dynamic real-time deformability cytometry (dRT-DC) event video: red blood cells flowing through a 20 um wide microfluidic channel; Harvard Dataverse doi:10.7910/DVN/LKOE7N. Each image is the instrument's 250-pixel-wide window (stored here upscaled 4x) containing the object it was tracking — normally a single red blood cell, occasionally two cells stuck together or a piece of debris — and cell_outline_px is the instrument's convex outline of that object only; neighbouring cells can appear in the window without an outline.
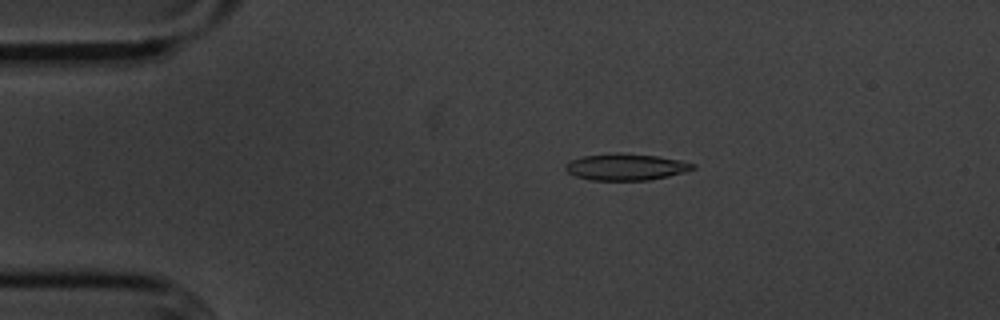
{"species": "common noctule bat (a hibernating species)", "species_latin": "Nyctalus noctula", "temperature_condition": "cold", "stored_images_in_passage": 46, "camera_frame_rate_fps": 3000, "um_per_image_px": 0.085, "animal": {"sex": "male", "body_mass_g": 20.1, "forearm_length_mm": 53.5}, "frame": {"image": 1, "passage_image": 1, "time_ms": 0.0, "image_size_px": [1000, 320], "cell_outline_px": [[696, 168], [668, 176], [648, 180], [592, 180], [576, 176], [568, 172], [564, 168], [564, 164], [572, 160], [584, 156], [656, 156], [680, 160], [696, 164]], "centroid_in_image_um": [53.22, 14.24], "position_along_channel_um": 31.8, "area_um2": 18.55}}
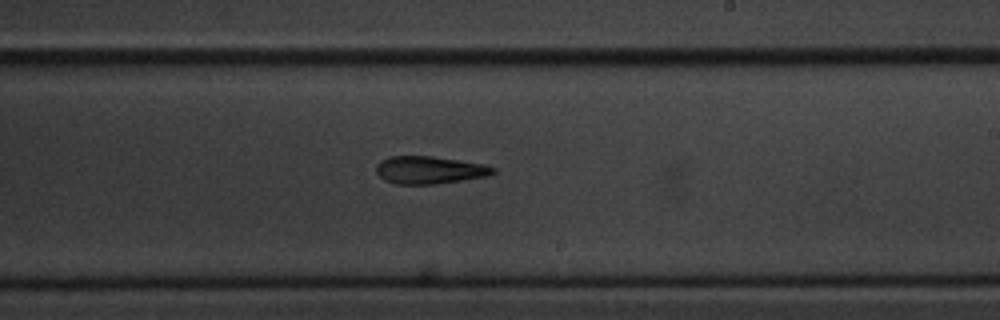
{"frame": {"image": 2, "passage_image": 23, "time_ms": 7.333, "image_size_px": [1000, 320], "cell_outline_px": [[496, 172], [488, 176], [436, 184], [396, 184], [384, 180], [376, 172], [376, 164], [380, 160], [392, 156], [432, 156], [484, 164], [496, 168]], "centroid_in_image_um": [36.5, 14.45], "position_along_channel_um": 252.5, "area_um2": 18.84}}
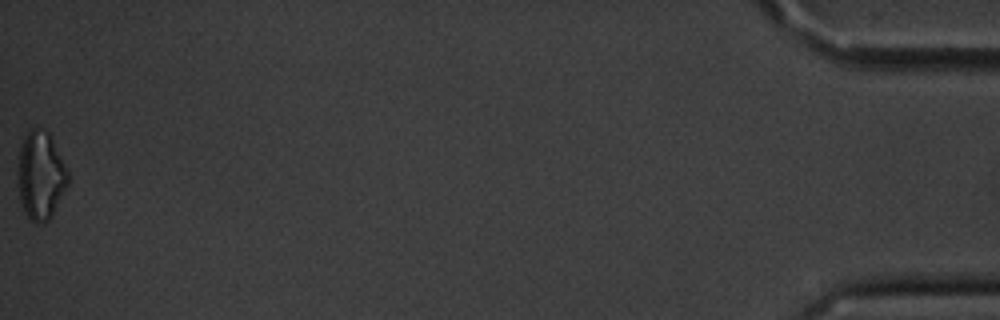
{"frame": {"image": 3, "passage_image": 46, "time_ms": 15.0, "image_size_px": [1000, 320], "cell_outline_px": [[68, 184], [52, 216], [44, 224], [36, 224], [24, 212], [20, 200], [16, 184], [16, 172], [20, 148], [24, 136], [32, 128], [36, 128], [48, 132], [68, 172]], "centroid_in_image_um": [3.41, 14.96], "position_along_channel_um": 431.8, "area_um2": 25.89}, "authors_computed_cell_mechanics": {"area_um2": 19.4208, "velocity_mm_per_s": 3.6078, "shape_relaxation_time_tau1_ms": 7.779, "shape_relaxation_time_tau2_ms": 3.5834, "deformation_change_tau1": 0.1904, "deformation_change_tau2": 0.1345}}